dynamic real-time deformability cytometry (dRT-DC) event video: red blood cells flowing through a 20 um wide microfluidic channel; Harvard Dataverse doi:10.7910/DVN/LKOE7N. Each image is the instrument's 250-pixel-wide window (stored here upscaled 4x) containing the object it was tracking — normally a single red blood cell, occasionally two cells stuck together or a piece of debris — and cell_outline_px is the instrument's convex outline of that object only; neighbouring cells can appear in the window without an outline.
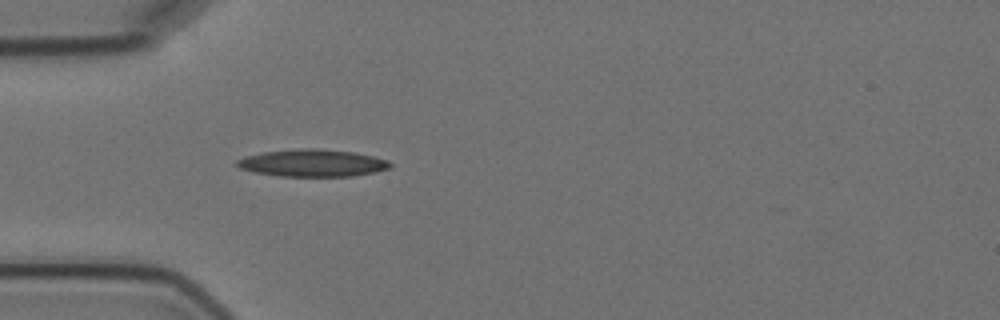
{"species": "Egyptian fruit bat (a non-hibernating species)", "species_latin": "Rousettus aegyptiacus", "temperature_condition": "cold", "stored_images_in_passage": 2, "camera_frame_rate_fps": 3000, "um_per_image_px": 0.085, "animal": {"sex": "female"}, "frame": {"image": 1, "passage_image": 2, "time_ms": 1.0, "image_size_px": [1000, 320], "cell_outline_px": [[392, 168], [352, 176], [280, 176], [256, 172], [240, 168], [236, 164], [236, 160], [244, 156], [260, 152], [300, 148], [316, 148], [352, 152], [372, 156], [388, 160], [392, 164]], "centroid_in_image_um": [26.54, 13.85], "position_along_channel_um": 58.5, "area_um2": 24.28}}